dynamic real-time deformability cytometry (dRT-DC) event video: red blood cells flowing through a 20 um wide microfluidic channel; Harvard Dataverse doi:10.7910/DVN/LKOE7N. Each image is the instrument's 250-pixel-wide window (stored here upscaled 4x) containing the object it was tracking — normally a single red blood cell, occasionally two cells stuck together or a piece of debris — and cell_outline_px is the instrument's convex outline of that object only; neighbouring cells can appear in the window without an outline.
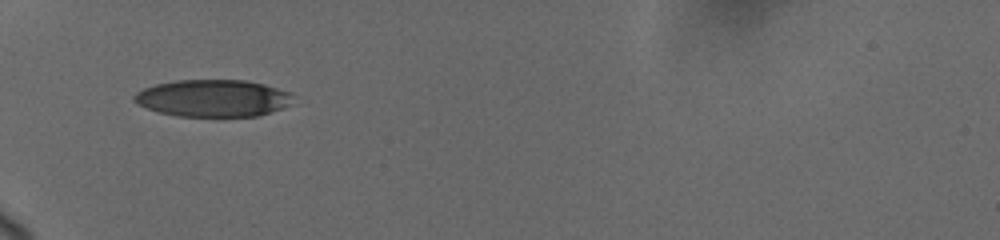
{"species": "human", "species_latin": "Homo sapiens", "temperature_condition": "cold", "stored_images_in_passage": 32, "camera_frame_rate_fps": 3000, "um_per_image_px": 0.085, "donor": {"sex": "female"}, "frame": {"image": 1, "passage_image": 1, "time_ms": 0.0, "image_size_px": [1000, 240], "cell_outline_px": [[292, 96], [288, 104], [284, 108], [256, 116], [176, 116], [160, 112], [148, 108], [132, 100], [132, 96], [136, 92], [144, 88], [156, 84], [176, 80], [244, 80], [264, 84], [292, 92]], "centroid_in_image_um": [18.1, 8.34], "position_along_channel_um": 66.9, "area_um2": 34.22}}
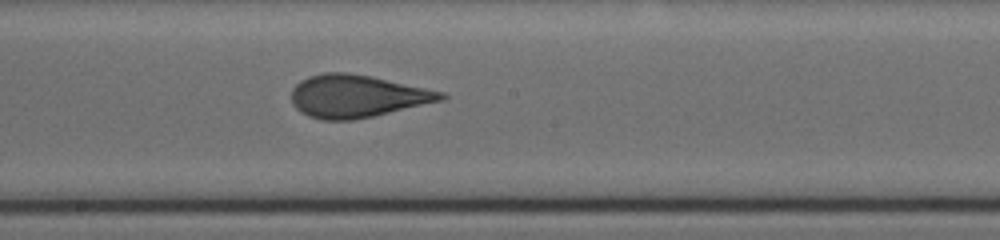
{"frame": {"image": 2, "passage_image": 14, "time_ms": 4.333, "image_size_px": [1000, 240], "cell_outline_px": [[448, 96], [440, 100], [372, 116], [352, 120], [320, 120], [308, 116], [300, 112], [292, 104], [292, 88], [300, 80], [308, 76], [324, 72], [348, 72], [372, 76], [444, 92]], "centroid_in_image_um": [30.27, 8.16], "position_along_channel_um": 217.9, "area_um2": 36.93}}
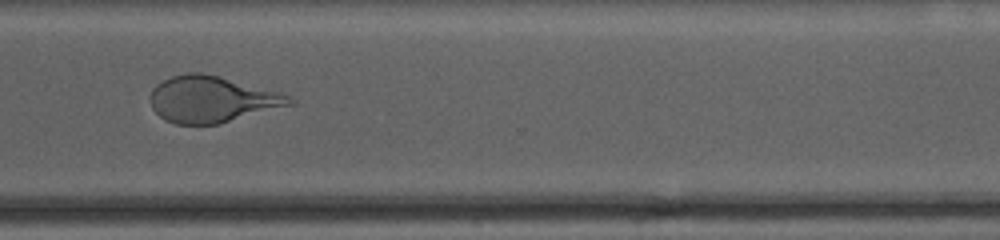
{"frame": {"image": 3, "passage_image": 24, "time_ms": 8.0, "image_size_px": [1000, 240], "cell_outline_px": [[296, 104], [216, 124], [176, 124], [164, 120], [152, 108], [152, 88], [156, 84], [172, 76], [188, 72], [200, 72], [280, 92], [296, 100]], "centroid_in_image_um": [18.02, 8.44], "position_along_channel_um": 352.6, "area_um2": 37.17}, "authors_computed_cell_mechanics": {"area_um2": 36.9342, "velocity_mm_per_s": 3.6941, "shape_relaxation_time_tau1_ms": 4.2981, "shape_relaxation_time_tau2_ms": 0.9295, "deformation_change_tau1": 0.1642, "deformation_change_tau2": 0.0715}}